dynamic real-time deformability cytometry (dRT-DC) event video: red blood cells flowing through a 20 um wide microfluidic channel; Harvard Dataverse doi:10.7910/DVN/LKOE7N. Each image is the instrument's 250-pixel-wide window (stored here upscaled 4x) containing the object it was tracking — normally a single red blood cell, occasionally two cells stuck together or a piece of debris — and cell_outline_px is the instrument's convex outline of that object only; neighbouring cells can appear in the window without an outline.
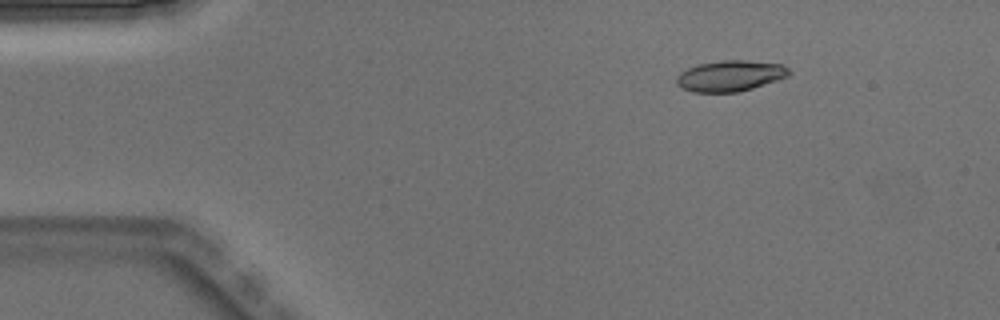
{"species": "Egyptian fruit bat (a non-hibernating species)", "species_latin": "Rousettus aegyptiacus", "temperature_condition": "warm", "stored_images_in_passage": 4, "camera_frame_rate_fps": 3000, "um_per_image_px": 0.085, "animal": {"sex": "male"}, "frame": {"image": 1, "passage_image": 2, "time_ms": 0.333, "image_size_px": [1000, 320], "cell_outline_px": [[792, 72], [788, 76], [752, 88], [736, 92], [692, 92], [676, 84], [676, 76], [680, 72], [688, 68], [700, 64], [720, 60], [744, 60], [784, 64]], "centroid_in_image_um": [62.07, 6.44], "position_along_channel_um": 22.9, "area_um2": 20.17}}